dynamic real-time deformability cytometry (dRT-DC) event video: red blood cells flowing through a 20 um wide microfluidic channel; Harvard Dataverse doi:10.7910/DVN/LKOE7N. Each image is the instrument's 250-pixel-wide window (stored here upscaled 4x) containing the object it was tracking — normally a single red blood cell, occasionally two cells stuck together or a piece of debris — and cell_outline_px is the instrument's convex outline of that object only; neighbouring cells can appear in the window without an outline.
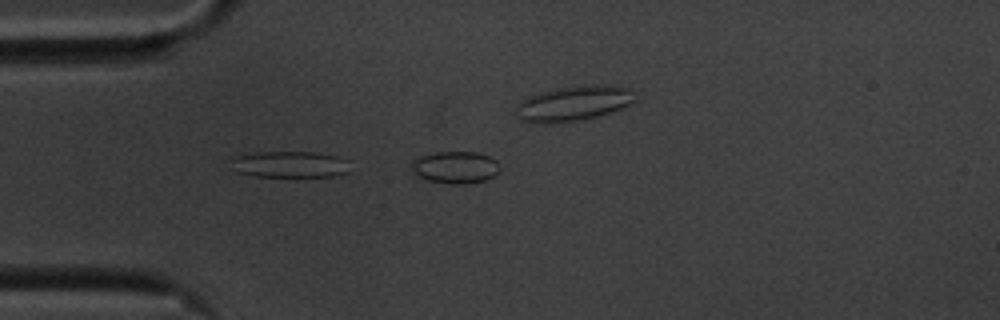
{"species": "common noctule bat (a hibernating species)", "species_latin": "Nyctalus noctula", "temperature_condition": "cold", "stored_images_in_passage": 44, "camera_frame_rate_fps": 3000, "um_per_image_px": 0.085, "animal": {"sex": "male", "body_mass_g": 20.1, "forearm_length_mm": 53.5}, "frame": {"image": 1, "passage_image": 1, "time_ms": 0.0, "image_size_px": [1000, 320], "cell_outline_px": [[500, 168], [492, 176], [484, 180], [468, 184], [452, 184], [428, 180], [412, 172], [412, 160], [416, 156], [436, 152], [476, 152], [488, 156], [496, 160]], "centroid_in_image_um": [38.67, 14.21], "position_along_channel_um": 46.3, "area_um2": 16.47}}
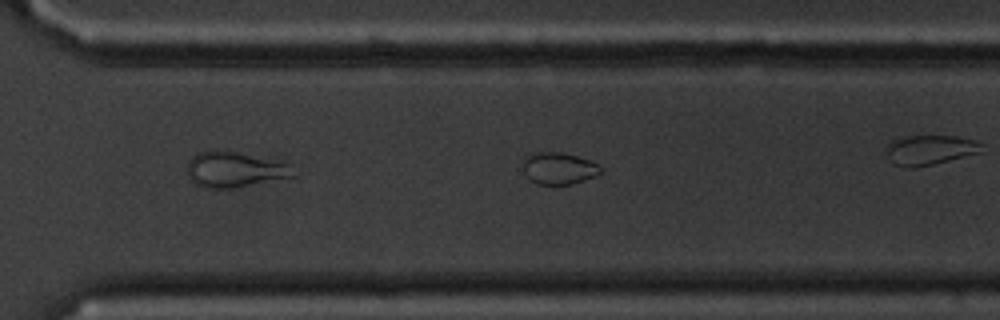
{"frame": {"image": 2, "passage_image": 26, "time_ms": 8.333, "image_size_px": [1000, 320], "cell_outline_px": [[600, 172], [584, 180], [572, 184], [536, 184], [524, 172], [524, 156], [528, 152], [560, 152], [576, 156], [588, 160], [596, 164], [600, 168]], "centroid_in_image_um": [47.43, 14.29], "position_along_channel_um": 323.2, "area_um2": 14.16}}
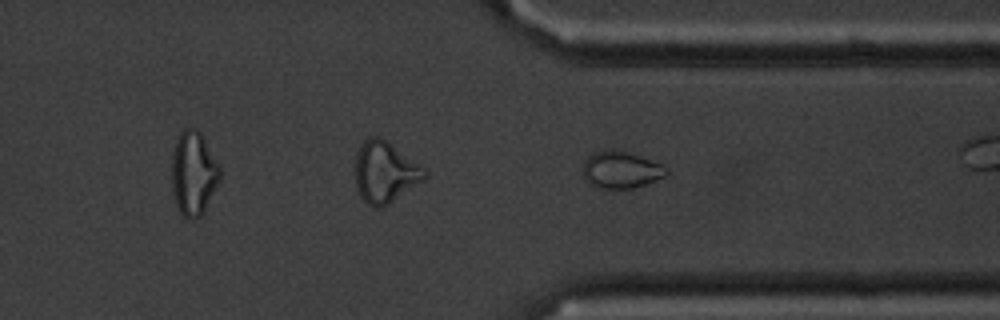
{"frame": {"image": 3, "passage_image": 29, "time_ms": 9.333, "image_size_px": [1000, 320], "cell_outline_px": [[668, 176], [632, 188], [596, 188], [588, 184], [584, 180], [584, 164], [588, 156], [604, 148], [624, 152], [640, 156], [660, 164], [668, 168]], "centroid_in_image_um": [52.77, 14.45], "position_along_channel_um": 358.6, "area_um2": 17.86}}